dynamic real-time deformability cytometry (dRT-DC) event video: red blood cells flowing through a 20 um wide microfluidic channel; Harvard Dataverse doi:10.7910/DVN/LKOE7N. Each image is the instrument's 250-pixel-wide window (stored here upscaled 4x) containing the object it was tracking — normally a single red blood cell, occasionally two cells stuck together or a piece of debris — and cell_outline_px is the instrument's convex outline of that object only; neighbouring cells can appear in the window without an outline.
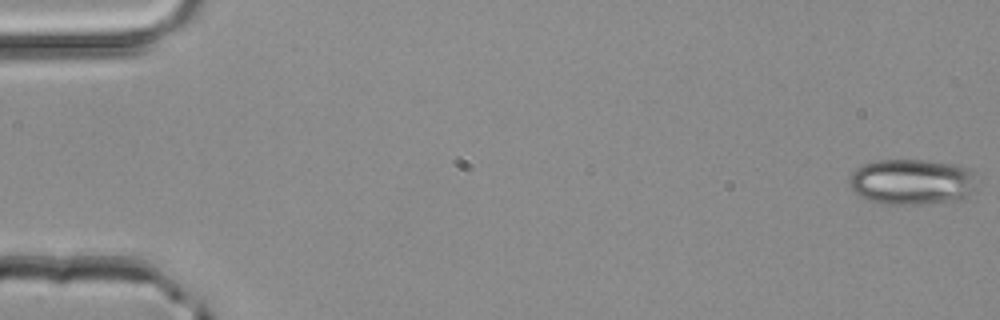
{"species": "common noctule bat (a hibernating species)", "species_latin": "Nyctalus noctula", "temperature_condition": "room temperature", "stored_images_in_passage": 3, "camera_frame_rate_fps": 3000, "um_per_image_px": 0.085, "animal": {"sex": "male", "body_mass_g": 20.4}, "frame": {"image": 1, "passage_image": 3, "time_ms": 0.667, "image_size_px": [1000, 320], "cell_outline_px": [[976, 192], [964, 200], [916, 204], [884, 204], [868, 200], [860, 196], [852, 188], [848, 180], [848, 176], [856, 168], [864, 164], [876, 160], [924, 160], [956, 164], [968, 168], [976, 172]], "centroid_in_image_um": [77.58, 15.46], "position_along_channel_um": 7.4, "area_um2": 34.68}}